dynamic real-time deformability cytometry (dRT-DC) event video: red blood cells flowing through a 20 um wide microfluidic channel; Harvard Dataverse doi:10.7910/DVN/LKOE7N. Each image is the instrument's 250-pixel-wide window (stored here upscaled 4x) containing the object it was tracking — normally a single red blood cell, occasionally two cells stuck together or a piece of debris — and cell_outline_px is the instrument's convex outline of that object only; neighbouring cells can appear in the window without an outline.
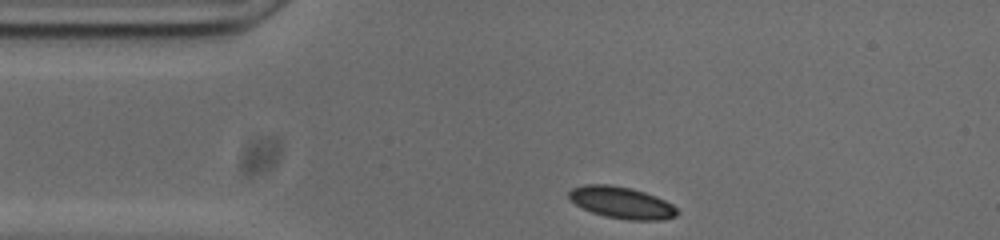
{"species": "common noctule bat (a hibernating species)", "species_latin": "Nyctalus noctula", "temperature_condition": "cold", "stored_images_in_passage": 34, "camera_frame_rate_fps": 3000, "um_per_image_px": 0.085, "animal": {"sex": "male", "body_mass_g": 20.0, "forearm_length_mm": 53.3}, "frame": {"image": 1, "passage_image": 1, "time_ms": 0.0, "image_size_px": [1000, 240], "cell_outline_px": [[680, 212], [676, 216], [660, 220], [628, 220], [604, 216], [592, 212], [568, 200], [568, 192], [572, 188], [584, 184], [608, 184], [632, 188], [656, 196], [672, 204]], "centroid_in_image_um": [52.82, 17.22], "position_along_channel_um": 32.2, "area_um2": 20.11}}
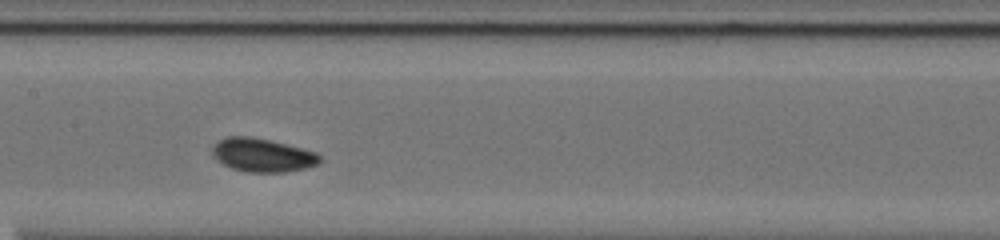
{"frame": {"image": 2, "passage_image": 16, "time_ms": 5.0, "image_size_px": [1000, 240], "cell_outline_px": [[324, 160], [316, 164], [304, 168], [284, 172], [248, 172], [232, 168], [216, 160], [212, 152], [212, 148], [216, 140], [228, 136], [248, 136], [268, 140], [316, 152]], "centroid_in_image_um": [22.27, 13.18], "position_along_channel_um": 185.1, "area_um2": 20.81}}
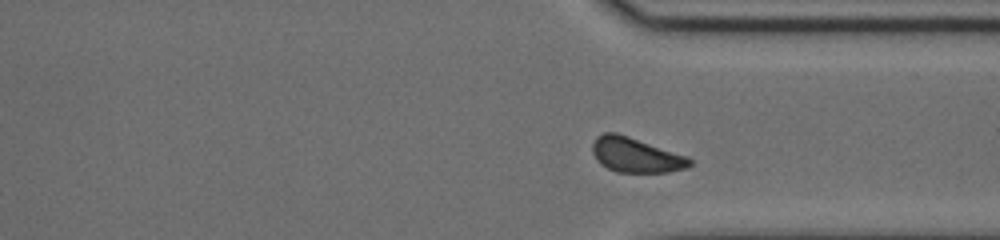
{"frame": {"image": 3, "passage_image": 30, "time_ms": 9.667, "image_size_px": [1000, 240], "cell_outline_px": [[692, 164], [688, 168], [668, 172], [616, 172], [600, 164], [596, 160], [592, 152], [592, 144], [596, 136], [604, 132], [616, 132], [688, 156], [692, 160]], "centroid_in_image_um": [54.04, 13.18], "position_along_channel_um": 357.4, "area_um2": 19.88}, "authors_computed_cell_mechanics": {"area_um2": 20.3456, "velocity_mm_per_s": 3.6968, "shape_relaxation_time_tau1_ms": 2.9922, "shape_relaxation_time_tau2_ms": null, "deformation_change_tau1": 0.0836, "deformation_change_tau2": null}}